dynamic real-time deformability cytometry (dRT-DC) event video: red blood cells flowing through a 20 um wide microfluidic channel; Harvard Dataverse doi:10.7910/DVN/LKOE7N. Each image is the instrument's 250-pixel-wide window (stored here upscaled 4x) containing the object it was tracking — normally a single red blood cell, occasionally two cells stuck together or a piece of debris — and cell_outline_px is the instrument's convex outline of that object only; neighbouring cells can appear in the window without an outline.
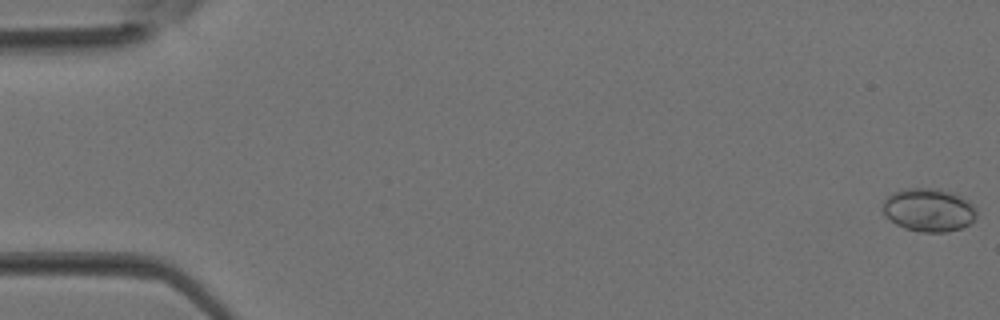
{"species": "Egyptian fruit bat (a non-hibernating species)", "species_latin": "Rousettus aegyptiacus", "temperature_condition": "room temperature", "stored_images_in_passage": 7, "camera_frame_rate_fps": 3000, "um_per_image_px": 0.085, "animal": {"sex": "female"}, "frame": {"image": 1, "passage_image": 1, "time_ms": 0.0, "image_size_px": [1000, 320], "cell_outline_px": [[976, 216], [968, 224], [960, 228], [944, 232], [924, 232], [904, 228], [888, 220], [884, 216], [884, 200], [892, 192], [904, 188], [940, 188], [952, 192], [968, 200], [976, 208]], "centroid_in_image_um": [78.92, 17.83], "position_along_channel_um": 6.1, "area_um2": 23.7}}